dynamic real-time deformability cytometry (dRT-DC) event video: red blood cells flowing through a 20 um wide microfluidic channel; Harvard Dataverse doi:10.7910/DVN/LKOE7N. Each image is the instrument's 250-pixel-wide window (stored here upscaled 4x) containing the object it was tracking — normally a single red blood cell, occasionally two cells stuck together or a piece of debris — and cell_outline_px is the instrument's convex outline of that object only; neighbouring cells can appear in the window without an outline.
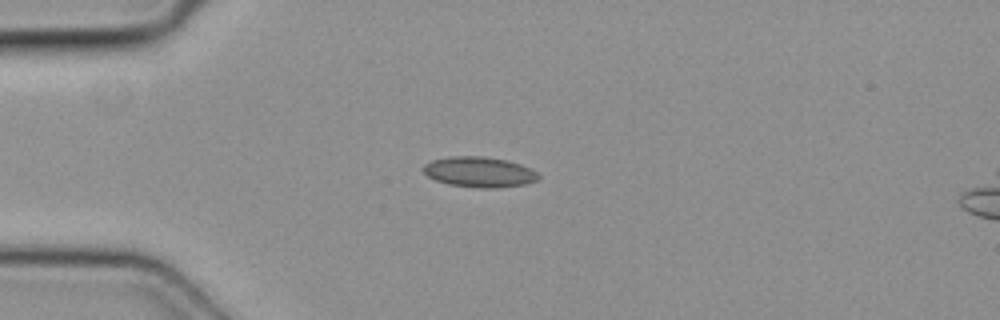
{"species": "common noctule bat (a hibernating species)", "species_latin": "Nyctalus noctula", "temperature_condition": "cold", "stored_images_in_passage": 5, "camera_frame_rate_fps": 3000, "um_per_image_px": 0.085, "animal": {"sex": "female", "body_mass_g": 19.3, "forearm_length_mm": 54.1}, "frame": {"image": 1, "passage_image": 4, "time_ms": 1.0, "image_size_px": [1000, 320], "cell_outline_px": [[540, 176], [536, 180], [524, 184], [496, 188], [476, 188], [448, 184], [436, 180], [428, 176], [424, 172], [424, 164], [432, 160], [452, 156], [484, 156], [504, 160], [520, 164], [536, 172]], "centroid_in_image_um": [40.71, 14.62], "position_along_channel_um": 44.3, "area_um2": 20.17}}